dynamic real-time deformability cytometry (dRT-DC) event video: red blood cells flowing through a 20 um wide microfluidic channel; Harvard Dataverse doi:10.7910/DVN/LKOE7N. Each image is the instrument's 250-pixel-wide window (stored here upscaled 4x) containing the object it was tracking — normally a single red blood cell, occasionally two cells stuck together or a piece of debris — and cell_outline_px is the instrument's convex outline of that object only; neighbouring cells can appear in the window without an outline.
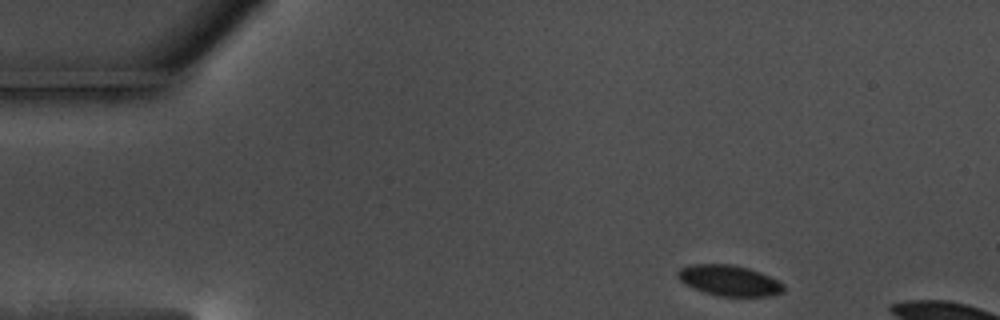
{"species": "common noctule bat (a hibernating species)", "species_latin": "Nyctalus noctula", "temperature_condition": "warm", "stored_images_in_passage": 9, "camera_frame_rate_fps": 3000, "um_per_image_px": 0.085, "animal": {"sex": "male", "body_mass_g": 17.5, "forearm_length_mm": 52.3}, "frame": {"image": 1, "passage_image": 1, "time_ms": 0.0, "image_size_px": [1000, 320], "cell_outline_px": [[784, 292], [772, 296], [720, 296], [704, 292], [692, 288], [680, 280], [676, 276], [676, 272], [680, 268], [692, 264], [732, 264], [748, 268], [760, 272], [784, 284]], "centroid_in_image_um": [61.97, 23.84], "position_along_channel_um": 23.0, "area_um2": 18.96}}